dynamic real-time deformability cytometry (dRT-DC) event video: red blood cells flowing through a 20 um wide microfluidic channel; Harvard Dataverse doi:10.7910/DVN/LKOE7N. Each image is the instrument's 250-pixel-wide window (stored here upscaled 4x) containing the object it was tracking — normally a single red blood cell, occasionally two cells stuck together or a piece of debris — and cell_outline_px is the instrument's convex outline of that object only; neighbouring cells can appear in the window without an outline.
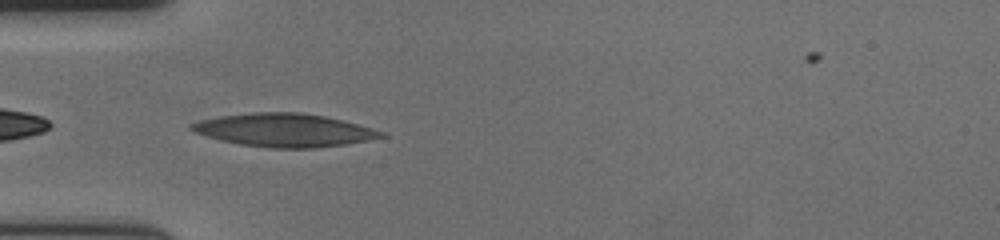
{"species": "human", "species_latin": "Homo sapiens", "temperature_condition": "cold", "stored_images_in_passage": 41, "camera_frame_rate_fps": 3000, "um_per_image_px": 0.085, "donor": {"sex": "female"}, "frame": {"image": 1, "passage_image": 2, "time_ms": 0.333, "image_size_px": [1000, 240], "cell_outline_px": [[388, 136], [368, 140], [344, 144], [316, 148], [268, 148], [240, 144], [220, 140], [196, 132], [188, 128], [188, 124], [200, 120], [220, 116], [252, 112], [300, 112], [324, 116], [356, 124], [384, 132]], "centroid_in_image_um": [24.13, 11.06], "position_along_channel_um": 60.9, "area_um2": 36.47}}
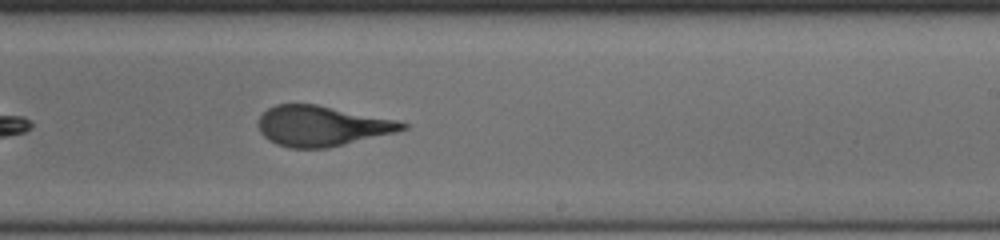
{"frame": {"image": 2, "passage_image": 19, "time_ms": 6.0, "image_size_px": [1000, 240], "cell_outline_px": [[408, 128], [396, 132], [328, 148], [288, 148], [276, 144], [268, 140], [260, 132], [256, 124], [260, 116], [268, 108], [276, 104], [316, 104], [400, 120], [408, 124]], "centroid_in_image_um": [27.35, 10.7], "position_along_channel_um": 261.6, "area_um2": 34.1}}
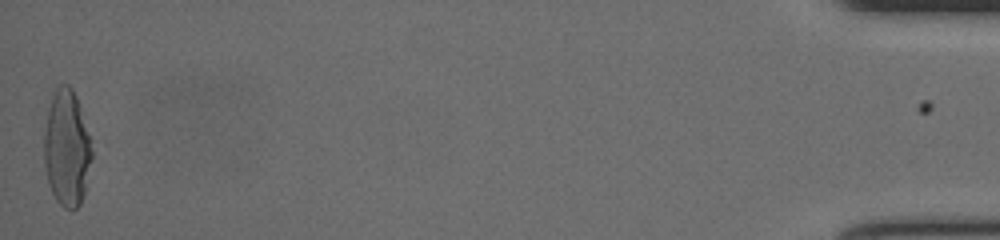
{"frame": {"image": 3, "passage_image": 41, "time_ms": 13.333, "image_size_px": [1000, 240], "cell_outline_px": [[92, 156], [84, 192], [80, 204], [76, 208], [64, 208], [56, 200], [48, 184], [44, 164], [44, 132], [48, 112], [52, 96], [56, 88], [60, 84], [68, 84], [72, 88], [76, 96], [80, 108], [88, 136], [92, 152]], "centroid_in_image_um": [5.65, 12.61], "position_along_channel_um": 429.5, "area_um2": 31.85}, "authors_computed_cell_mechanics": {"area_um2": 34.5644, "velocity_mm_per_s": 3.6082, "shape_relaxation_time_tau1_ms": 6.2583, "shape_relaxation_time_tau2_ms": 1.1194, "deformation_change_tau1": 0.2229, "deformation_change_tau2": 0.1011}}